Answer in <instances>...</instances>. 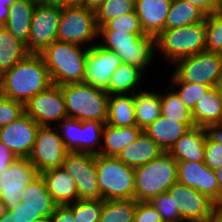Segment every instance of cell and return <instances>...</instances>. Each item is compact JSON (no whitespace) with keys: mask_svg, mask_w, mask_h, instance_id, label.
<instances>
[{"mask_svg":"<svg viewBox=\"0 0 222 222\" xmlns=\"http://www.w3.org/2000/svg\"><path fill=\"white\" fill-rule=\"evenodd\" d=\"M52 81L40 54H28L0 77V95L24 105Z\"/></svg>","mask_w":222,"mask_h":222,"instance_id":"cell-1","label":"cell"},{"mask_svg":"<svg viewBox=\"0 0 222 222\" xmlns=\"http://www.w3.org/2000/svg\"><path fill=\"white\" fill-rule=\"evenodd\" d=\"M54 41L40 55L48 68L52 84L83 82L89 47Z\"/></svg>","mask_w":222,"mask_h":222,"instance_id":"cell-2","label":"cell"},{"mask_svg":"<svg viewBox=\"0 0 222 222\" xmlns=\"http://www.w3.org/2000/svg\"><path fill=\"white\" fill-rule=\"evenodd\" d=\"M61 92L69 118L106 123L109 101L106 90L79 82L61 85Z\"/></svg>","mask_w":222,"mask_h":222,"instance_id":"cell-3","label":"cell"},{"mask_svg":"<svg viewBox=\"0 0 222 222\" xmlns=\"http://www.w3.org/2000/svg\"><path fill=\"white\" fill-rule=\"evenodd\" d=\"M135 200L149 202L167 192L177 182V160L164 152L149 163L135 168Z\"/></svg>","mask_w":222,"mask_h":222,"instance_id":"cell-4","label":"cell"},{"mask_svg":"<svg viewBox=\"0 0 222 222\" xmlns=\"http://www.w3.org/2000/svg\"><path fill=\"white\" fill-rule=\"evenodd\" d=\"M98 186L103 200L135 199L134 168L113 156L95 155Z\"/></svg>","mask_w":222,"mask_h":222,"instance_id":"cell-5","label":"cell"},{"mask_svg":"<svg viewBox=\"0 0 222 222\" xmlns=\"http://www.w3.org/2000/svg\"><path fill=\"white\" fill-rule=\"evenodd\" d=\"M155 47L172 64L179 59L206 51L205 20L184 27L164 29L155 38Z\"/></svg>","mask_w":222,"mask_h":222,"instance_id":"cell-6","label":"cell"},{"mask_svg":"<svg viewBox=\"0 0 222 222\" xmlns=\"http://www.w3.org/2000/svg\"><path fill=\"white\" fill-rule=\"evenodd\" d=\"M104 49L113 51L123 63L139 67L142 71L154 58L155 39L145 33L115 32V30H98Z\"/></svg>","mask_w":222,"mask_h":222,"instance_id":"cell-7","label":"cell"},{"mask_svg":"<svg viewBox=\"0 0 222 222\" xmlns=\"http://www.w3.org/2000/svg\"><path fill=\"white\" fill-rule=\"evenodd\" d=\"M97 36L98 26L95 11L84 5L62 6L57 41L82 46Z\"/></svg>","mask_w":222,"mask_h":222,"instance_id":"cell-8","label":"cell"},{"mask_svg":"<svg viewBox=\"0 0 222 222\" xmlns=\"http://www.w3.org/2000/svg\"><path fill=\"white\" fill-rule=\"evenodd\" d=\"M173 74L181 82H190L216 87L222 76V54L203 51L177 60Z\"/></svg>","mask_w":222,"mask_h":222,"instance_id":"cell-9","label":"cell"},{"mask_svg":"<svg viewBox=\"0 0 222 222\" xmlns=\"http://www.w3.org/2000/svg\"><path fill=\"white\" fill-rule=\"evenodd\" d=\"M62 6L56 3H37L33 12L28 42L29 54H41L57 41Z\"/></svg>","mask_w":222,"mask_h":222,"instance_id":"cell-10","label":"cell"},{"mask_svg":"<svg viewBox=\"0 0 222 222\" xmlns=\"http://www.w3.org/2000/svg\"><path fill=\"white\" fill-rule=\"evenodd\" d=\"M62 168L76 183L79 200L101 199L94 154L69 152Z\"/></svg>","mask_w":222,"mask_h":222,"instance_id":"cell-11","label":"cell"},{"mask_svg":"<svg viewBox=\"0 0 222 222\" xmlns=\"http://www.w3.org/2000/svg\"><path fill=\"white\" fill-rule=\"evenodd\" d=\"M51 126H40L37 134L30 161L38 173L51 168L62 167L66 155L70 152L60 137L59 132Z\"/></svg>","mask_w":222,"mask_h":222,"instance_id":"cell-12","label":"cell"},{"mask_svg":"<svg viewBox=\"0 0 222 222\" xmlns=\"http://www.w3.org/2000/svg\"><path fill=\"white\" fill-rule=\"evenodd\" d=\"M185 222H207L218 207L206 195L178 181L167 191Z\"/></svg>","mask_w":222,"mask_h":222,"instance_id":"cell-13","label":"cell"},{"mask_svg":"<svg viewBox=\"0 0 222 222\" xmlns=\"http://www.w3.org/2000/svg\"><path fill=\"white\" fill-rule=\"evenodd\" d=\"M38 174L29 158H18L0 173V200L7 210L21 202L25 186Z\"/></svg>","mask_w":222,"mask_h":222,"instance_id":"cell-14","label":"cell"},{"mask_svg":"<svg viewBox=\"0 0 222 222\" xmlns=\"http://www.w3.org/2000/svg\"><path fill=\"white\" fill-rule=\"evenodd\" d=\"M25 113L40 126H50L51 121L62 122L68 118L61 86L52 84L33 96L25 104Z\"/></svg>","mask_w":222,"mask_h":222,"instance_id":"cell-15","label":"cell"},{"mask_svg":"<svg viewBox=\"0 0 222 222\" xmlns=\"http://www.w3.org/2000/svg\"><path fill=\"white\" fill-rule=\"evenodd\" d=\"M177 181L194 188L220 206V187L215 172L204 162L177 161Z\"/></svg>","mask_w":222,"mask_h":222,"instance_id":"cell-16","label":"cell"},{"mask_svg":"<svg viewBox=\"0 0 222 222\" xmlns=\"http://www.w3.org/2000/svg\"><path fill=\"white\" fill-rule=\"evenodd\" d=\"M40 125L24 113L21 117L0 128V142L9 147L18 158H29Z\"/></svg>","mask_w":222,"mask_h":222,"instance_id":"cell-17","label":"cell"},{"mask_svg":"<svg viewBox=\"0 0 222 222\" xmlns=\"http://www.w3.org/2000/svg\"><path fill=\"white\" fill-rule=\"evenodd\" d=\"M88 47L89 51L86 59L83 82L106 90L111 75L123 62L117 54L104 49L99 44Z\"/></svg>","mask_w":222,"mask_h":222,"instance_id":"cell-18","label":"cell"},{"mask_svg":"<svg viewBox=\"0 0 222 222\" xmlns=\"http://www.w3.org/2000/svg\"><path fill=\"white\" fill-rule=\"evenodd\" d=\"M172 0H135V11L145 35L154 39L165 29Z\"/></svg>","mask_w":222,"mask_h":222,"instance_id":"cell-19","label":"cell"},{"mask_svg":"<svg viewBox=\"0 0 222 222\" xmlns=\"http://www.w3.org/2000/svg\"><path fill=\"white\" fill-rule=\"evenodd\" d=\"M205 127L187 131L168 151L177 161L204 162L207 137Z\"/></svg>","mask_w":222,"mask_h":222,"instance_id":"cell-20","label":"cell"},{"mask_svg":"<svg viewBox=\"0 0 222 222\" xmlns=\"http://www.w3.org/2000/svg\"><path fill=\"white\" fill-rule=\"evenodd\" d=\"M40 174L57 205H68L79 200L76 183L62 167L47 169Z\"/></svg>","mask_w":222,"mask_h":222,"instance_id":"cell-21","label":"cell"},{"mask_svg":"<svg viewBox=\"0 0 222 222\" xmlns=\"http://www.w3.org/2000/svg\"><path fill=\"white\" fill-rule=\"evenodd\" d=\"M165 151L145 132L124 147L117 158L131 168H138L158 158Z\"/></svg>","mask_w":222,"mask_h":222,"instance_id":"cell-22","label":"cell"},{"mask_svg":"<svg viewBox=\"0 0 222 222\" xmlns=\"http://www.w3.org/2000/svg\"><path fill=\"white\" fill-rule=\"evenodd\" d=\"M195 126V123H179L160 115L143 132L152 138L165 152H168L187 131Z\"/></svg>","mask_w":222,"mask_h":222,"instance_id":"cell-23","label":"cell"},{"mask_svg":"<svg viewBox=\"0 0 222 222\" xmlns=\"http://www.w3.org/2000/svg\"><path fill=\"white\" fill-rule=\"evenodd\" d=\"M37 2L35 0H15L9 6L5 27L17 39L27 43L29 39L32 16Z\"/></svg>","mask_w":222,"mask_h":222,"instance_id":"cell-24","label":"cell"},{"mask_svg":"<svg viewBox=\"0 0 222 222\" xmlns=\"http://www.w3.org/2000/svg\"><path fill=\"white\" fill-rule=\"evenodd\" d=\"M142 132L143 130L136 125L114 127L105 123L102 134L104 144L99 148L98 154L101 156L117 157L121 150L135 141Z\"/></svg>","mask_w":222,"mask_h":222,"instance_id":"cell-25","label":"cell"},{"mask_svg":"<svg viewBox=\"0 0 222 222\" xmlns=\"http://www.w3.org/2000/svg\"><path fill=\"white\" fill-rule=\"evenodd\" d=\"M21 201L42 217L50 216L57 207L40 173L25 186Z\"/></svg>","mask_w":222,"mask_h":222,"instance_id":"cell-26","label":"cell"},{"mask_svg":"<svg viewBox=\"0 0 222 222\" xmlns=\"http://www.w3.org/2000/svg\"><path fill=\"white\" fill-rule=\"evenodd\" d=\"M192 118L196 126L207 128L222 121V99L217 87H212L196 103Z\"/></svg>","mask_w":222,"mask_h":222,"instance_id":"cell-27","label":"cell"},{"mask_svg":"<svg viewBox=\"0 0 222 222\" xmlns=\"http://www.w3.org/2000/svg\"><path fill=\"white\" fill-rule=\"evenodd\" d=\"M106 123L114 127L136 125L133 94L109 95Z\"/></svg>","mask_w":222,"mask_h":222,"instance_id":"cell-28","label":"cell"},{"mask_svg":"<svg viewBox=\"0 0 222 222\" xmlns=\"http://www.w3.org/2000/svg\"><path fill=\"white\" fill-rule=\"evenodd\" d=\"M136 126L144 130L161 115V98L156 92L133 93Z\"/></svg>","mask_w":222,"mask_h":222,"instance_id":"cell-29","label":"cell"},{"mask_svg":"<svg viewBox=\"0 0 222 222\" xmlns=\"http://www.w3.org/2000/svg\"><path fill=\"white\" fill-rule=\"evenodd\" d=\"M28 54L25 43L0 26V77Z\"/></svg>","mask_w":222,"mask_h":222,"instance_id":"cell-30","label":"cell"},{"mask_svg":"<svg viewBox=\"0 0 222 222\" xmlns=\"http://www.w3.org/2000/svg\"><path fill=\"white\" fill-rule=\"evenodd\" d=\"M206 14L196 5L184 0H172L166 18L165 29L179 28L202 22Z\"/></svg>","mask_w":222,"mask_h":222,"instance_id":"cell-31","label":"cell"},{"mask_svg":"<svg viewBox=\"0 0 222 222\" xmlns=\"http://www.w3.org/2000/svg\"><path fill=\"white\" fill-rule=\"evenodd\" d=\"M143 71L134 65L122 63L118 69L111 75L108 88L109 95L113 94H133L135 86H138Z\"/></svg>","mask_w":222,"mask_h":222,"instance_id":"cell-32","label":"cell"},{"mask_svg":"<svg viewBox=\"0 0 222 222\" xmlns=\"http://www.w3.org/2000/svg\"><path fill=\"white\" fill-rule=\"evenodd\" d=\"M136 209L135 199L103 200L99 222H133Z\"/></svg>","mask_w":222,"mask_h":222,"instance_id":"cell-33","label":"cell"},{"mask_svg":"<svg viewBox=\"0 0 222 222\" xmlns=\"http://www.w3.org/2000/svg\"><path fill=\"white\" fill-rule=\"evenodd\" d=\"M170 93H160L161 98V115L169 119H173L179 123H194L192 113L181 101L177 92H173V87H170Z\"/></svg>","mask_w":222,"mask_h":222,"instance_id":"cell-34","label":"cell"},{"mask_svg":"<svg viewBox=\"0 0 222 222\" xmlns=\"http://www.w3.org/2000/svg\"><path fill=\"white\" fill-rule=\"evenodd\" d=\"M103 128L104 123L100 121H81L79 152L98 154L99 149L96 146L101 147L100 140L102 139Z\"/></svg>","mask_w":222,"mask_h":222,"instance_id":"cell-35","label":"cell"},{"mask_svg":"<svg viewBox=\"0 0 222 222\" xmlns=\"http://www.w3.org/2000/svg\"><path fill=\"white\" fill-rule=\"evenodd\" d=\"M133 11H135V0H105L104 3L95 10L97 26H103L109 20Z\"/></svg>","mask_w":222,"mask_h":222,"instance_id":"cell-36","label":"cell"},{"mask_svg":"<svg viewBox=\"0 0 222 222\" xmlns=\"http://www.w3.org/2000/svg\"><path fill=\"white\" fill-rule=\"evenodd\" d=\"M173 83V84H172ZM178 86L179 91H176L181 101L191 112L193 111L196 103L211 89L210 86L198 83L181 82L174 74L171 77V86Z\"/></svg>","mask_w":222,"mask_h":222,"instance_id":"cell-37","label":"cell"},{"mask_svg":"<svg viewBox=\"0 0 222 222\" xmlns=\"http://www.w3.org/2000/svg\"><path fill=\"white\" fill-rule=\"evenodd\" d=\"M67 206L72 210L75 222H99L103 199L77 200Z\"/></svg>","mask_w":222,"mask_h":222,"instance_id":"cell-38","label":"cell"},{"mask_svg":"<svg viewBox=\"0 0 222 222\" xmlns=\"http://www.w3.org/2000/svg\"><path fill=\"white\" fill-rule=\"evenodd\" d=\"M206 51L222 54V10L218 9L207 15Z\"/></svg>","mask_w":222,"mask_h":222,"instance_id":"cell-39","label":"cell"},{"mask_svg":"<svg viewBox=\"0 0 222 222\" xmlns=\"http://www.w3.org/2000/svg\"><path fill=\"white\" fill-rule=\"evenodd\" d=\"M98 30H115V32L144 33L136 11L120 15L109 20L105 25L99 26Z\"/></svg>","mask_w":222,"mask_h":222,"instance_id":"cell-40","label":"cell"},{"mask_svg":"<svg viewBox=\"0 0 222 222\" xmlns=\"http://www.w3.org/2000/svg\"><path fill=\"white\" fill-rule=\"evenodd\" d=\"M162 217L163 222H181L179 209L168 192L161 193L149 201Z\"/></svg>","mask_w":222,"mask_h":222,"instance_id":"cell-41","label":"cell"},{"mask_svg":"<svg viewBox=\"0 0 222 222\" xmlns=\"http://www.w3.org/2000/svg\"><path fill=\"white\" fill-rule=\"evenodd\" d=\"M63 123L59 126L63 129V132L60 133V137L63 139V142L66 148L70 152H79V135L81 131V121L73 118H65L62 120Z\"/></svg>","mask_w":222,"mask_h":222,"instance_id":"cell-42","label":"cell"},{"mask_svg":"<svg viewBox=\"0 0 222 222\" xmlns=\"http://www.w3.org/2000/svg\"><path fill=\"white\" fill-rule=\"evenodd\" d=\"M25 113V105L21 102L0 95V128L18 119Z\"/></svg>","mask_w":222,"mask_h":222,"instance_id":"cell-43","label":"cell"},{"mask_svg":"<svg viewBox=\"0 0 222 222\" xmlns=\"http://www.w3.org/2000/svg\"><path fill=\"white\" fill-rule=\"evenodd\" d=\"M204 163L212 170L222 167V145L214 141L208 134L206 137Z\"/></svg>","mask_w":222,"mask_h":222,"instance_id":"cell-44","label":"cell"},{"mask_svg":"<svg viewBox=\"0 0 222 222\" xmlns=\"http://www.w3.org/2000/svg\"><path fill=\"white\" fill-rule=\"evenodd\" d=\"M133 222H163V220L150 202L137 201V209Z\"/></svg>","mask_w":222,"mask_h":222,"instance_id":"cell-45","label":"cell"},{"mask_svg":"<svg viewBox=\"0 0 222 222\" xmlns=\"http://www.w3.org/2000/svg\"><path fill=\"white\" fill-rule=\"evenodd\" d=\"M11 211L16 215L17 222H35L42 218L38 211L25 206V203L22 201L11 209Z\"/></svg>","mask_w":222,"mask_h":222,"instance_id":"cell-46","label":"cell"},{"mask_svg":"<svg viewBox=\"0 0 222 222\" xmlns=\"http://www.w3.org/2000/svg\"><path fill=\"white\" fill-rule=\"evenodd\" d=\"M50 219L51 222H75L73 212L67 205H57Z\"/></svg>","mask_w":222,"mask_h":222,"instance_id":"cell-47","label":"cell"},{"mask_svg":"<svg viewBox=\"0 0 222 222\" xmlns=\"http://www.w3.org/2000/svg\"><path fill=\"white\" fill-rule=\"evenodd\" d=\"M17 159L18 157L10 151L9 147L0 142V173Z\"/></svg>","mask_w":222,"mask_h":222,"instance_id":"cell-48","label":"cell"},{"mask_svg":"<svg viewBox=\"0 0 222 222\" xmlns=\"http://www.w3.org/2000/svg\"><path fill=\"white\" fill-rule=\"evenodd\" d=\"M196 5L206 15L212 14L214 11L219 9L218 0H184Z\"/></svg>","mask_w":222,"mask_h":222,"instance_id":"cell-49","label":"cell"},{"mask_svg":"<svg viewBox=\"0 0 222 222\" xmlns=\"http://www.w3.org/2000/svg\"><path fill=\"white\" fill-rule=\"evenodd\" d=\"M208 135L216 142L222 145V121L208 126L207 128Z\"/></svg>","mask_w":222,"mask_h":222,"instance_id":"cell-50","label":"cell"},{"mask_svg":"<svg viewBox=\"0 0 222 222\" xmlns=\"http://www.w3.org/2000/svg\"><path fill=\"white\" fill-rule=\"evenodd\" d=\"M105 0H83V4L84 6H86L87 8L95 11L97 10L103 3Z\"/></svg>","mask_w":222,"mask_h":222,"instance_id":"cell-51","label":"cell"},{"mask_svg":"<svg viewBox=\"0 0 222 222\" xmlns=\"http://www.w3.org/2000/svg\"><path fill=\"white\" fill-rule=\"evenodd\" d=\"M207 222H222V208L218 206Z\"/></svg>","mask_w":222,"mask_h":222,"instance_id":"cell-52","label":"cell"},{"mask_svg":"<svg viewBox=\"0 0 222 222\" xmlns=\"http://www.w3.org/2000/svg\"><path fill=\"white\" fill-rule=\"evenodd\" d=\"M9 14V7L0 5V26H4Z\"/></svg>","mask_w":222,"mask_h":222,"instance_id":"cell-53","label":"cell"},{"mask_svg":"<svg viewBox=\"0 0 222 222\" xmlns=\"http://www.w3.org/2000/svg\"><path fill=\"white\" fill-rule=\"evenodd\" d=\"M219 187H220V205L222 204V167L214 170Z\"/></svg>","mask_w":222,"mask_h":222,"instance_id":"cell-54","label":"cell"},{"mask_svg":"<svg viewBox=\"0 0 222 222\" xmlns=\"http://www.w3.org/2000/svg\"><path fill=\"white\" fill-rule=\"evenodd\" d=\"M0 222H17L16 215L11 210H7Z\"/></svg>","mask_w":222,"mask_h":222,"instance_id":"cell-55","label":"cell"},{"mask_svg":"<svg viewBox=\"0 0 222 222\" xmlns=\"http://www.w3.org/2000/svg\"><path fill=\"white\" fill-rule=\"evenodd\" d=\"M58 4L61 6L65 5H82L83 0H58Z\"/></svg>","mask_w":222,"mask_h":222,"instance_id":"cell-56","label":"cell"},{"mask_svg":"<svg viewBox=\"0 0 222 222\" xmlns=\"http://www.w3.org/2000/svg\"><path fill=\"white\" fill-rule=\"evenodd\" d=\"M6 212H7L6 205L3 203V201L0 200V219L4 216Z\"/></svg>","mask_w":222,"mask_h":222,"instance_id":"cell-57","label":"cell"},{"mask_svg":"<svg viewBox=\"0 0 222 222\" xmlns=\"http://www.w3.org/2000/svg\"><path fill=\"white\" fill-rule=\"evenodd\" d=\"M15 0H0V5L4 7H9L14 3Z\"/></svg>","mask_w":222,"mask_h":222,"instance_id":"cell-58","label":"cell"},{"mask_svg":"<svg viewBox=\"0 0 222 222\" xmlns=\"http://www.w3.org/2000/svg\"><path fill=\"white\" fill-rule=\"evenodd\" d=\"M216 87H217V89H218V91L220 93V97L222 99V76H221V78H220V80H219V82H218Z\"/></svg>","mask_w":222,"mask_h":222,"instance_id":"cell-59","label":"cell"},{"mask_svg":"<svg viewBox=\"0 0 222 222\" xmlns=\"http://www.w3.org/2000/svg\"><path fill=\"white\" fill-rule=\"evenodd\" d=\"M37 3H56L58 4V0H35Z\"/></svg>","mask_w":222,"mask_h":222,"instance_id":"cell-60","label":"cell"},{"mask_svg":"<svg viewBox=\"0 0 222 222\" xmlns=\"http://www.w3.org/2000/svg\"><path fill=\"white\" fill-rule=\"evenodd\" d=\"M35 222H51L50 216L42 217Z\"/></svg>","mask_w":222,"mask_h":222,"instance_id":"cell-61","label":"cell"},{"mask_svg":"<svg viewBox=\"0 0 222 222\" xmlns=\"http://www.w3.org/2000/svg\"><path fill=\"white\" fill-rule=\"evenodd\" d=\"M219 3V9L222 10V0H218Z\"/></svg>","mask_w":222,"mask_h":222,"instance_id":"cell-62","label":"cell"}]
</instances>
